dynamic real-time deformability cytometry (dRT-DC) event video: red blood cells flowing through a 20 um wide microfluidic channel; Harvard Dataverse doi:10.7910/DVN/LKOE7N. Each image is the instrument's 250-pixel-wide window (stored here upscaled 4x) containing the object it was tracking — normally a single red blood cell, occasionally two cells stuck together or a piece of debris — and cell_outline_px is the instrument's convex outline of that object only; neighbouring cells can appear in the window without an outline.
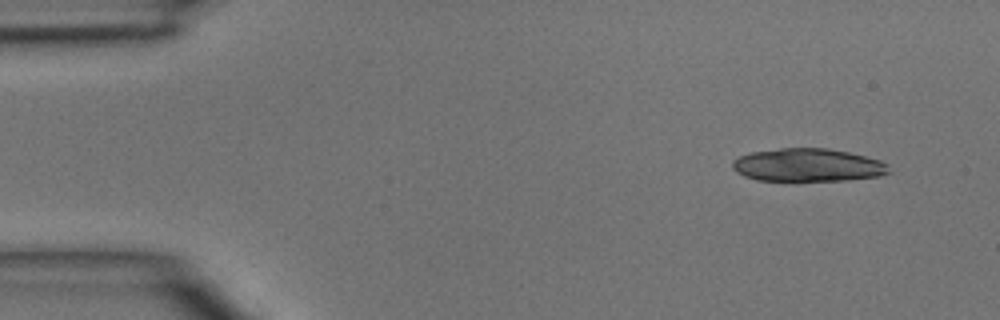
{"species": "common noctule bat (a hibernating species)", "species_latin": "Nyctalus noctula", "temperature_condition": "room temperature", "stored_images_in_passage": 12, "camera_frame_rate_fps": 3000, "um_per_image_px": 0.085, "animal": {"sex": "male", "body_mass_g": 15.6}, "frame": {"image": 1, "passage_image": 1, "time_ms": 0.0, "image_size_px": [1000, 320], "cell_outline_px": [[892, 172], [880, 176], [848, 180], [756, 180], [744, 176], [736, 172], [732, 168], [732, 160], [740, 156], [752, 152], [780, 148], [828, 148], [848, 152], [880, 160], [888, 164]], "centroid_in_image_um": [68.68, 14.03], "position_along_channel_um": 16.3, "area_um2": 30.17}}